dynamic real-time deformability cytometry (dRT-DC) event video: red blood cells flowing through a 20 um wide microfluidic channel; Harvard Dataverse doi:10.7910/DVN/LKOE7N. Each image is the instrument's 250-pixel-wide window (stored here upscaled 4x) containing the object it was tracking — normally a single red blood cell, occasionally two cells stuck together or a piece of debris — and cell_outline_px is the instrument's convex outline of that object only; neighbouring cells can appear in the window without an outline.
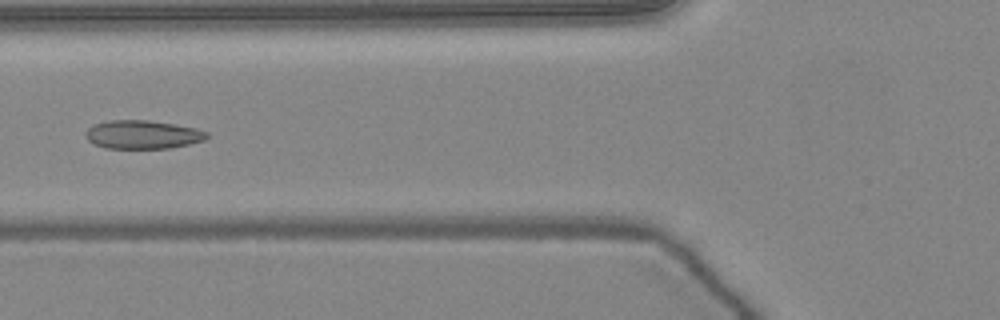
{"species": "common noctule bat (a hibernating species)", "species_latin": "Nyctalus noctula", "temperature_condition": "warm", "stored_images_in_passage": 37, "camera_frame_rate_fps": 3000, "um_per_image_px": 0.085, "animal": {"sex": "female", "body_mass_g": 24.6, "forearm_length_mm": 56.2}, "frame": {"image": 1, "passage_image": 6, "time_ms": 1.667, "image_size_px": [1000, 320], "cell_outline_px": [[208, 136], [204, 140], [188, 144], [168, 148], [104, 148], [92, 144], [84, 136], [84, 132], [92, 124], [108, 120], [148, 120], [176, 124], [196, 128], [208, 132]], "centroid_in_image_um": [12.07, 11.43], "position_along_channel_um": 113.7, "area_um2": 20.35}}
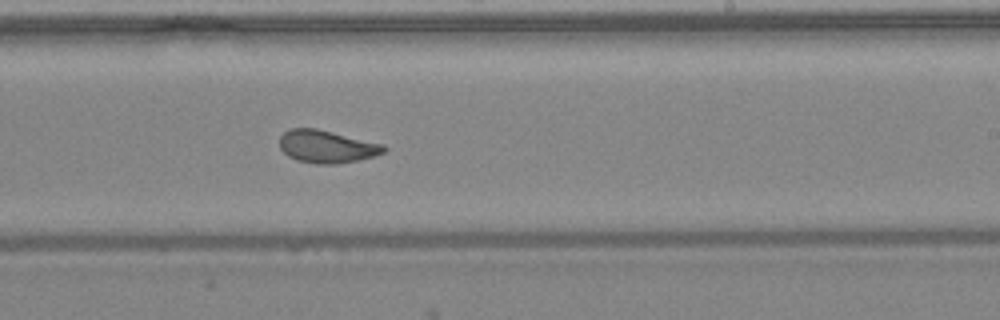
{"frame": {"image": 2, "passage_image": 17, "time_ms": 5.333, "image_size_px": [1000, 320], "cell_outline_px": [[388, 148], [384, 152], [376, 156], [360, 160], [336, 164], [316, 164], [296, 160], [288, 156], [280, 148], [280, 136], [288, 128], [316, 128], [384, 144]], "centroid_in_image_um": [27.79, 12.46], "position_along_channel_um": 261.2, "area_um2": 20.06}}
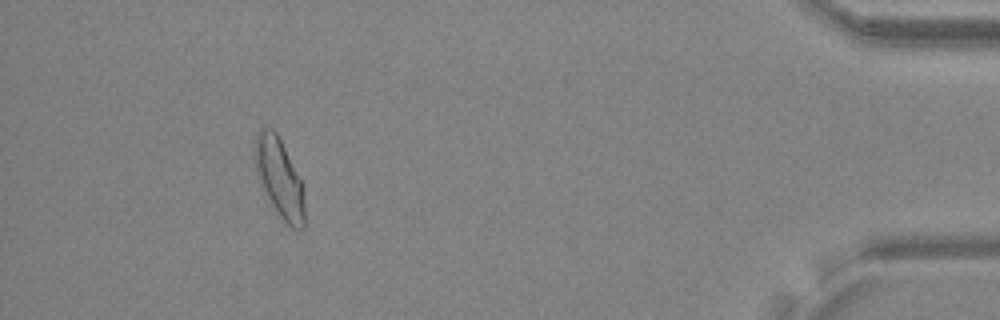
{"frame": {"image": 3, "passage_image": 33, "time_ms": 10.667, "image_size_px": [1000, 320], "cell_outline_px": [[304, 228], [292, 228], [280, 216], [272, 204], [260, 184], [256, 172], [256, 136], [260, 128], [272, 128], [276, 132], [304, 188]], "centroid_in_image_um": [23.76, 15.15], "position_along_channel_um": 411.4, "area_um2": 22.08}, "authors_computed_cell_mechanics": {"area_um2": 20.5768, "velocity_mm_per_s": 4.0201, "shape_relaxation_time_tau1_ms": 8.0471, "shape_relaxation_time_tau2_ms": 1.1222, "deformation_change_tau1": 0.175, "deformation_change_tau2": 0.0767}}